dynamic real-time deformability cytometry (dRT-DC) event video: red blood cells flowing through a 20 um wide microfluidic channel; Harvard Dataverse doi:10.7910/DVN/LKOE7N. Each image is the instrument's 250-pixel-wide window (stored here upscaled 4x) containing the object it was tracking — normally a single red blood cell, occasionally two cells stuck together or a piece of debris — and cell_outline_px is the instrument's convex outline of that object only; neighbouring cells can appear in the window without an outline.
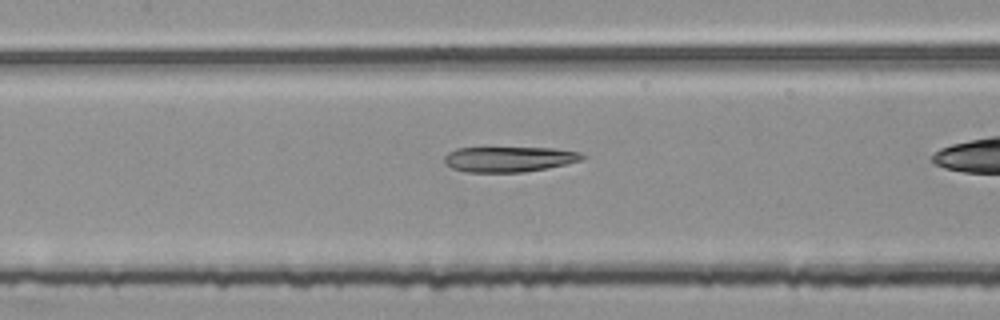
{"species": "common noctule bat (a hibernating species)", "species_latin": "Nyctalus noctula", "temperature_condition": "room temperature", "stored_images_in_passage": 33, "camera_frame_rate_fps": 3000, "um_per_image_px": 0.085, "animal": {"sex": "female", "body_mass_g": 25.1}, "frame": {"image": 1, "passage_image": 16, "time_ms": 5.0, "image_size_px": [1000, 320], "cell_outline_px": [[588, 156], [584, 160], [548, 168], [524, 172], [468, 172], [452, 168], [444, 164], [444, 156], [448, 152], [456, 148], [552, 148], [580, 152]], "centroid_in_image_um": [43.3, 13.53], "position_along_channel_um": 164.1, "area_um2": 20.52}}
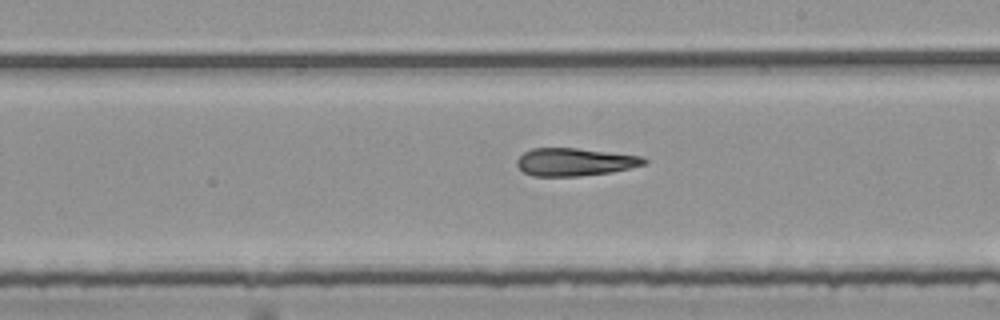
{"frame": {"image": 2, "passage_image": 22, "time_ms": 7.0, "image_size_px": [1000, 320], "cell_outline_px": [[648, 164], [612, 172], [580, 176], [532, 176], [524, 172], [516, 164], [516, 160], [524, 152], [532, 148], [576, 148], [644, 156], [648, 160]], "centroid_in_image_um": [48.9, 13.77], "position_along_channel_um": 240.1, "area_um2": 20.75}}
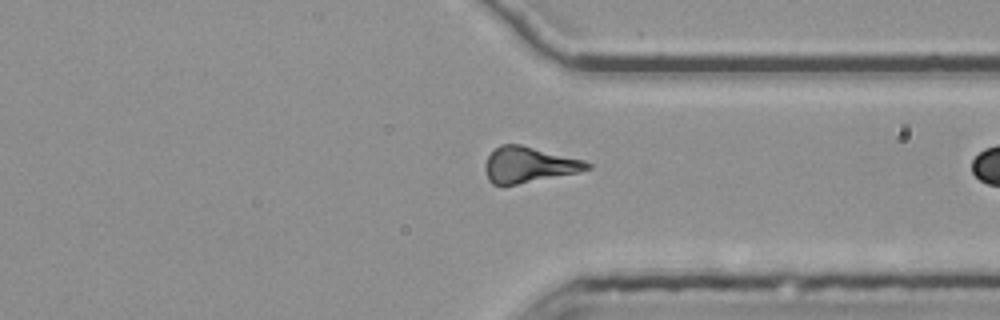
{"frame": {"image": 3, "passage_image": 32, "time_ms": 10.333, "image_size_px": [1000, 320], "cell_outline_px": [[592, 168], [576, 172], [516, 184], [492, 184], [488, 180], [484, 168], [484, 164], [488, 156], [500, 144], [520, 144], [584, 160], [592, 164]], "centroid_in_image_um": [44.92, 13.99], "position_along_channel_um": 366.5, "area_um2": 20.92}}